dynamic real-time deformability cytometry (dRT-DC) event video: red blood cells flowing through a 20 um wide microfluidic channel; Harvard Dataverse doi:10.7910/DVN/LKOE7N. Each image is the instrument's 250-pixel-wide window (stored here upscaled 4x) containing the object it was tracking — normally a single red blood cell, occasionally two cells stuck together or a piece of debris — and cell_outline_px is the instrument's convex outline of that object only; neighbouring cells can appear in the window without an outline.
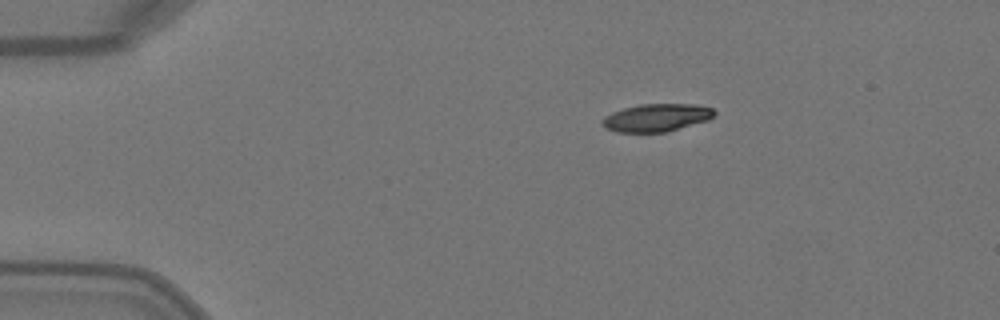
{"species": "Egyptian fruit bat (a non-hibernating species)", "species_latin": "Rousettus aegyptiacus", "temperature_condition": "warm", "stored_images_in_passage": 42, "camera_frame_rate_fps": 3000, "um_per_image_px": 0.085, "animal": {"sex": "female"}, "frame": {"image": 1, "passage_image": 1, "time_ms": 0.0, "image_size_px": [1000, 320], "cell_outline_px": [[716, 112], [708, 120], [664, 132], [616, 132], [604, 128], [600, 124], [600, 120], [604, 116], [612, 112], [624, 108], [640, 104], [696, 104], [712, 108]], "centroid_in_image_um": [55.74, 10.0], "position_along_channel_um": 29.3, "area_um2": 18.15}}
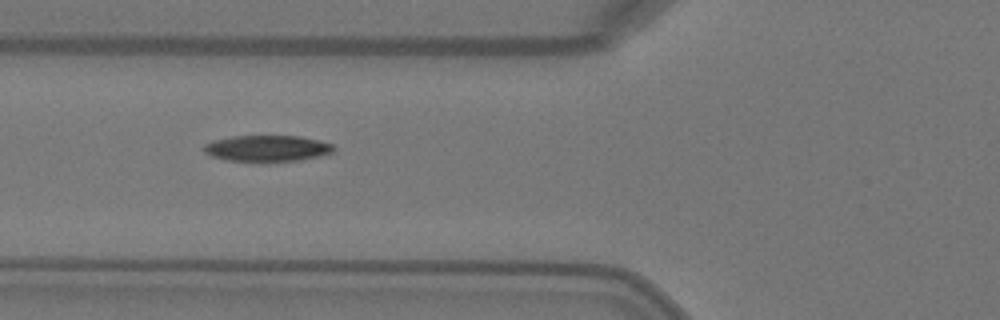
{"frame": {"image": 2, "passage_image": 11, "time_ms": 3.333, "image_size_px": [1000, 320], "cell_outline_px": [[336, 148], [332, 152], [320, 156], [300, 160], [268, 164], [260, 164], [224, 160], [212, 156], [204, 152], [204, 144], [212, 140], [232, 136], [300, 136], [332, 144]], "centroid_in_image_um": [22.67, 12.66], "position_along_channel_um": 103.1, "area_um2": 20.63}}
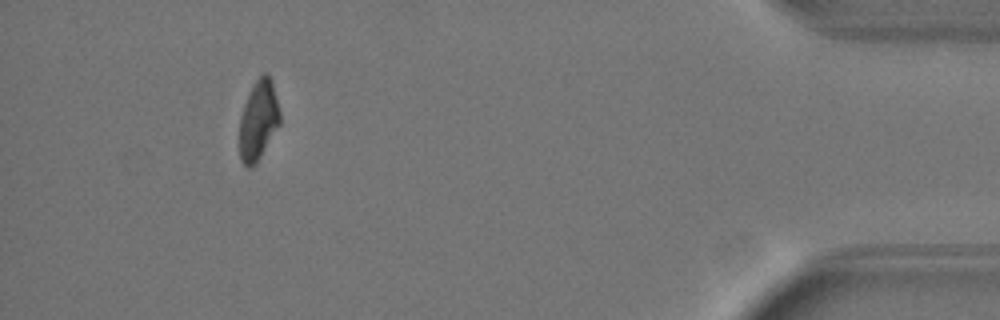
{"frame": {"image": 3, "passage_image": 38, "time_ms": 12.333, "image_size_px": [1000, 320], "cell_outline_px": [[280, 124], [256, 164], [252, 168], [248, 168], [240, 160], [240, 116], [248, 92], [252, 84], [264, 72], [272, 80], [280, 112]], "centroid_in_image_um": [21.96, 10.23], "position_along_channel_um": 413.2, "area_um2": 18.84}, "authors_computed_cell_mechanics": {"area_um2": 20.1722, "velocity_mm_per_s": 4.1113, "shape_relaxation_time_tau1_ms": 3.6774, "shape_relaxation_time_tau2_ms": 8.5525, "deformation_change_tau1": 0.189, "deformation_change_tau2": 0.1155}}